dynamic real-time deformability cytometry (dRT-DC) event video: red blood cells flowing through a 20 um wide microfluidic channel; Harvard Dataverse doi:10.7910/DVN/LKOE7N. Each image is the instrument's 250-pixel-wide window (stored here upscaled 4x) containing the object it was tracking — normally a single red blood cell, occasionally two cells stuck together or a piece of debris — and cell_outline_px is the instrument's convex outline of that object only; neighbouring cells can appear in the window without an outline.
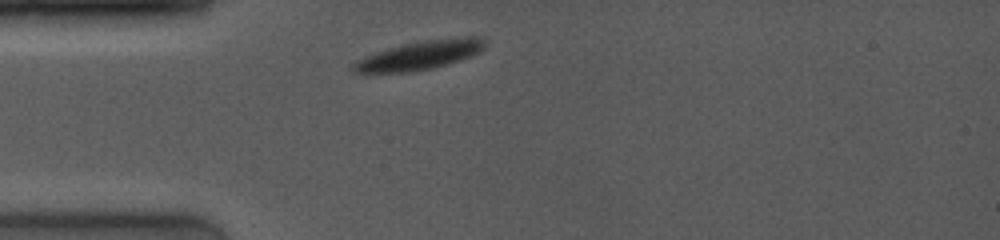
{"species": "common noctule bat (a hibernating species)", "species_latin": "Nyctalus noctula", "temperature_condition": "room temperature", "stored_images_in_passage": 5, "camera_frame_rate_fps": 4000, "um_per_image_px": 0.085, "animal": {"sex": "female", "body_mass_g": 19.0, "forearm_length_mm": 53.3}, "frame": {"image": 1, "passage_image": 1, "time_ms": 0.0, "image_size_px": [1000, 240], "cell_outline_px": [[488, 44], [480, 52], [472, 56], [460, 60], [432, 68], [412, 72], [368, 76], [352, 72], [352, 64], [356, 60], [376, 52], [388, 48], [404, 44], [428, 40], [472, 36], [476, 36], [484, 40]], "centroid_in_image_um": [35.58, 4.76], "position_along_channel_um": 49.4, "area_um2": 22.72}}
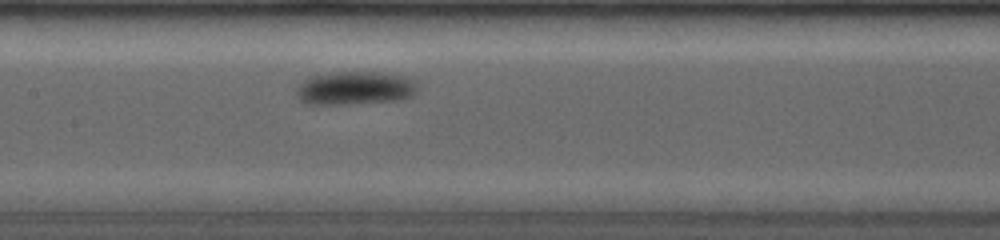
{"frame": {"image": 2, "passage_image": 5, "time_ms": 3.75, "image_size_px": [1000, 240], "cell_outline_px": [[420, 88], [412, 96], [400, 100], [344, 104], [308, 104], [300, 100], [296, 96], [296, 88], [308, 76], [332, 72], [384, 72], [412, 76], [420, 80]], "centroid_in_image_um": [30.28, 7.46], "position_along_channel_um": 177.1, "area_um2": 24.39}}